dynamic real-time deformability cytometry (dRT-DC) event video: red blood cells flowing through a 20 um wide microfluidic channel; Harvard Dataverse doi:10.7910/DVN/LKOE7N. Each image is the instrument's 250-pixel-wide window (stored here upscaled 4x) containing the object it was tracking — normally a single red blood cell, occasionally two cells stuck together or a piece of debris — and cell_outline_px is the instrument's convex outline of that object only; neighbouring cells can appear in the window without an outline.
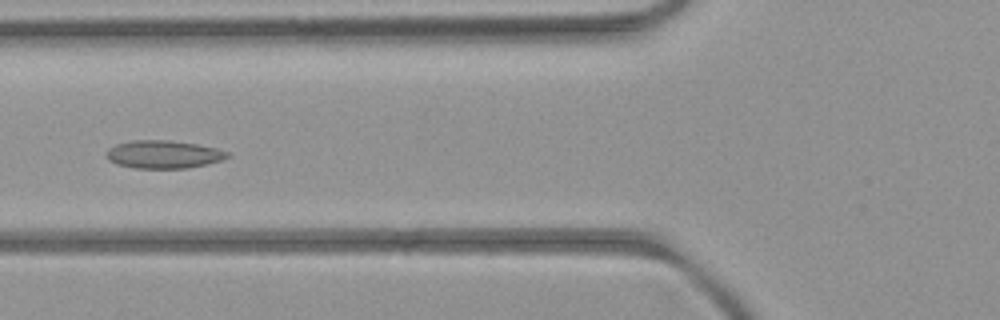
{"species": "common noctule bat (a hibernating species)", "species_latin": "Nyctalus noctula", "temperature_condition": "room temperature", "stored_images_in_passage": 6, "camera_frame_rate_fps": 3000, "um_per_image_px": 0.085, "animal": {"sex": "female", "body_mass_g": 21.9}, "frame": {"image": 1, "passage_image": 4, "time_ms": 3.667, "image_size_px": [1000, 320], "cell_outline_px": [[232, 156], [220, 160], [188, 168], [136, 168], [116, 164], [108, 160], [104, 156], [104, 152], [108, 148], [116, 144], [132, 140], [168, 140], [196, 144], [216, 148], [228, 152]], "centroid_in_image_um": [13.83, 13.12], "position_along_channel_um": 112.0, "area_um2": 19.77}}
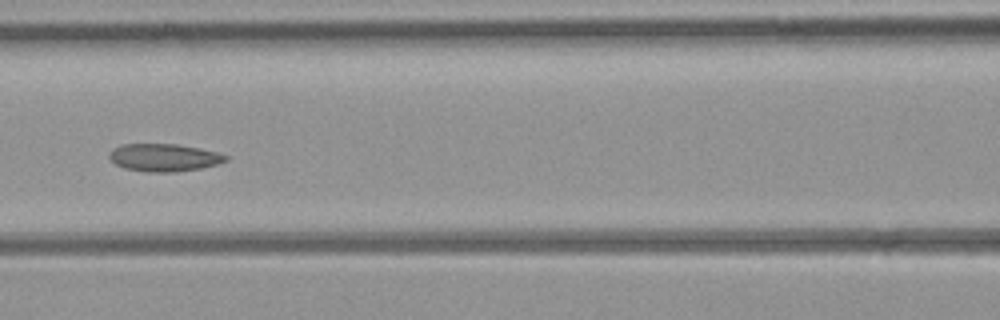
{"frame": {"image": 2, "passage_image": 5, "time_ms": 4.667, "image_size_px": [1000, 320], "cell_outline_px": [[228, 160], [216, 164], [200, 168], [176, 172], [148, 172], [124, 168], [116, 164], [108, 156], [108, 152], [112, 148], [120, 144], [176, 144], [200, 148], [216, 152], [228, 156]], "centroid_in_image_um": [13.9, 13.38], "position_along_channel_um": 152.7, "area_um2": 18.79}}
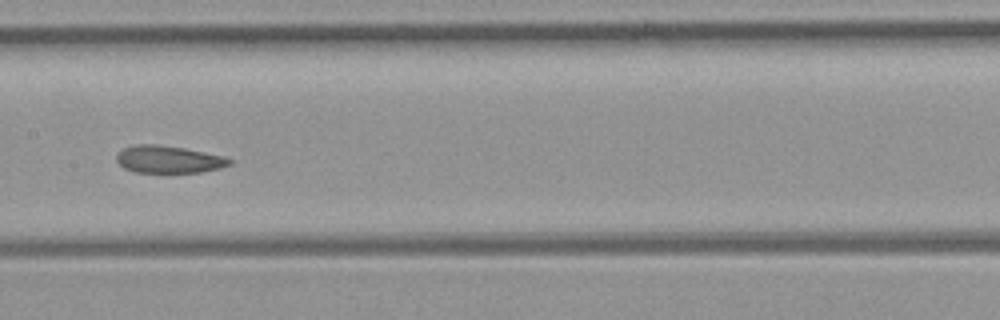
{"frame": {"image": 3, "passage_image": 6, "time_ms": 5.667, "image_size_px": [1000, 320], "cell_outline_px": [[232, 164], [220, 168], [200, 172], [136, 172], [124, 168], [116, 160], [116, 156], [124, 148], [136, 144], [152, 144], [184, 148], [224, 156], [232, 160]], "centroid_in_image_um": [14.35, 13.55], "position_along_channel_um": 193.1, "area_um2": 17.8}}